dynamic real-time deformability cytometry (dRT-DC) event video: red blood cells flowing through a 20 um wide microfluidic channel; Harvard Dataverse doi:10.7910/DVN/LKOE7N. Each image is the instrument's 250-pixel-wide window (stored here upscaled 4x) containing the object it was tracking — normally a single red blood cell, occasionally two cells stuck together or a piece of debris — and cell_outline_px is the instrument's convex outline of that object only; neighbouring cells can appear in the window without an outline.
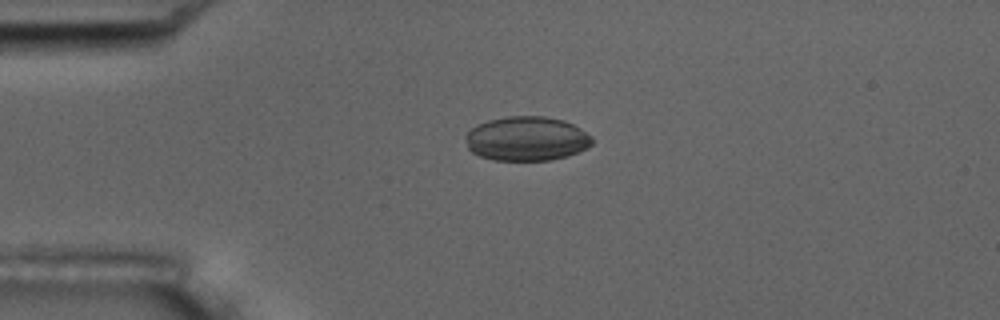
{"species": "common noctule bat (a hibernating species)", "species_latin": "Nyctalus noctula", "temperature_condition": "room temperature", "stored_images_in_passage": 1, "camera_frame_rate_fps": 3000, "um_per_image_px": 0.085, "animal": {"sex": "male", "body_mass_g": 17.5, "forearm_length_mm": 52.3}, "frame": {"image": 1, "passage_image": 1, "time_ms": 0.0, "image_size_px": [1000, 320], "cell_outline_px": [[592, 144], [588, 148], [568, 156], [548, 160], [492, 160], [480, 156], [472, 152], [468, 148], [464, 136], [476, 124], [488, 120], [504, 116], [544, 116], [564, 120], [580, 128], [592, 136]], "centroid_in_image_um": [44.76, 11.78], "position_along_channel_um": 40.2, "area_um2": 32.95}}